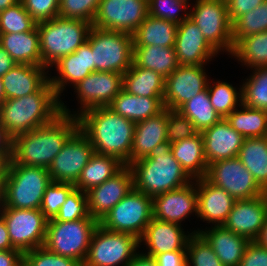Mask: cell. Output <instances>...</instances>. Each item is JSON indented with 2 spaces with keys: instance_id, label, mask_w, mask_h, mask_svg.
<instances>
[{
  "instance_id": "6da1fadb",
  "label": "cell",
  "mask_w": 267,
  "mask_h": 266,
  "mask_svg": "<svg viewBox=\"0 0 267 266\" xmlns=\"http://www.w3.org/2000/svg\"><path fill=\"white\" fill-rule=\"evenodd\" d=\"M63 102L61 113L50 123L13 138L12 161L48 168L67 140L79 129L78 119Z\"/></svg>"
},
{
  "instance_id": "7a4b0ae2",
  "label": "cell",
  "mask_w": 267,
  "mask_h": 266,
  "mask_svg": "<svg viewBox=\"0 0 267 266\" xmlns=\"http://www.w3.org/2000/svg\"><path fill=\"white\" fill-rule=\"evenodd\" d=\"M79 130L91 142L94 152L131 164L135 122L107 107H95L77 115Z\"/></svg>"
},
{
  "instance_id": "3957f363",
  "label": "cell",
  "mask_w": 267,
  "mask_h": 266,
  "mask_svg": "<svg viewBox=\"0 0 267 266\" xmlns=\"http://www.w3.org/2000/svg\"><path fill=\"white\" fill-rule=\"evenodd\" d=\"M61 102L48 80L37 92L5 100L0 105V124L15 138L54 120L61 113Z\"/></svg>"
},
{
  "instance_id": "277c9868",
  "label": "cell",
  "mask_w": 267,
  "mask_h": 266,
  "mask_svg": "<svg viewBox=\"0 0 267 266\" xmlns=\"http://www.w3.org/2000/svg\"><path fill=\"white\" fill-rule=\"evenodd\" d=\"M129 167L133 173L134 188L151 198L181 188L193 180L173 157L168 141L158 144L147 157L131 163Z\"/></svg>"
},
{
  "instance_id": "5b68a950",
  "label": "cell",
  "mask_w": 267,
  "mask_h": 266,
  "mask_svg": "<svg viewBox=\"0 0 267 266\" xmlns=\"http://www.w3.org/2000/svg\"><path fill=\"white\" fill-rule=\"evenodd\" d=\"M52 182L47 168L7 163L0 187V207L40 209L46 188Z\"/></svg>"
},
{
  "instance_id": "8992f818",
  "label": "cell",
  "mask_w": 267,
  "mask_h": 266,
  "mask_svg": "<svg viewBox=\"0 0 267 266\" xmlns=\"http://www.w3.org/2000/svg\"><path fill=\"white\" fill-rule=\"evenodd\" d=\"M91 27V23L59 16L38 22L41 66L48 69L75 52L87 41Z\"/></svg>"
},
{
  "instance_id": "52a82bcc",
  "label": "cell",
  "mask_w": 267,
  "mask_h": 266,
  "mask_svg": "<svg viewBox=\"0 0 267 266\" xmlns=\"http://www.w3.org/2000/svg\"><path fill=\"white\" fill-rule=\"evenodd\" d=\"M87 42L91 45L94 72L124 74L132 65L133 36L121 31L91 27Z\"/></svg>"
},
{
  "instance_id": "ba28073f",
  "label": "cell",
  "mask_w": 267,
  "mask_h": 266,
  "mask_svg": "<svg viewBox=\"0 0 267 266\" xmlns=\"http://www.w3.org/2000/svg\"><path fill=\"white\" fill-rule=\"evenodd\" d=\"M99 222L90 215L74 221H48L44 247L55 254L83 263Z\"/></svg>"
},
{
  "instance_id": "9c48e42d",
  "label": "cell",
  "mask_w": 267,
  "mask_h": 266,
  "mask_svg": "<svg viewBox=\"0 0 267 266\" xmlns=\"http://www.w3.org/2000/svg\"><path fill=\"white\" fill-rule=\"evenodd\" d=\"M139 239L128 233L112 232L98 225L82 266H127L138 254Z\"/></svg>"
},
{
  "instance_id": "30bf717a",
  "label": "cell",
  "mask_w": 267,
  "mask_h": 266,
  "mask_svg": "<svg viewBox=\"0 0 267 266\" xmlns=\"http://www.w3.org/2000/svg\"><path fill=\"white\" fill-rule=\"evenodd\" d=\"M153 218L152 198L133 188L99 222L104 229L142 237Z\"/></svg>"
},
{
  "instance_id": "8fae6325",
  "label": "cell",
  "mask_w": 267,
  "mask_h": 266,
  "mask_svg": "<svg viewBox=\"0 0 267 266\" xmlns=\"http://www.w3.org/2000/svg\"><path fill=\"white\" fill-rule=\"evenodd\" d=\"M189 18L199 27L204 38L219 53H232V23L228 16L226 0H198Z\"/></svg>"
},
{
  "instance_id": "7c38bea8",
  "label": "cell",
  "mask_w": 267,
  "mask_h": 266,
  "mask_svg": "<svg viewBox=\"0 0 267 266\" xmlns=\"http://www.w3.org/2000/svg\"><path fill=\"white\" fill-rule=\"evenodd\" d=\"M0 214L15 249L24 254L44 246L48 219L40 209L0 208Z\"/></svg>"
},
{
  "instance_id": "4fadbf2b",
  "label": "cell",
  "mask_w": 267,
  "mask_h": 266,
  "mask_svg": "<svg viewBox=\"0 0 267 266\" xmlns=\"http://www.w3.org/2000/svg\"><path fill=\"white\" fill-rule=\"evenodd\" d=\"M205 178L235 200H249L266 193L237 157L210 163Z\"/></svg>"
},
{
  "instance_id": "5bb4252c",
  "label": "cell",
  "mask_w": 267,
  "mask_h": 266,
  "mask_svg": "<svg viewBox=\"0 0 267 266\" xmlns=\"http://www.w3.org/2000/svg\"><path fill=\"white\" fill-rule=\"evenodd\" d=\"M148 16V0H101L92 26L133 34Z\"/></svg>"
},
{
  "instance_id": "9a60e30c",
  "label": "cell",
  "mask_w": 267,
  "mask_h": 266,
  "mask_svg": "<svg viewBox=\"0 0 267 266\" xmlns=\"http://www.w3.org/2000/svg\"><path fill=\"white\" fill-rule=\"evenodd\" d=\"M93 153L91 142L78 129L47 168L52 181L75 184Z\"/></svg>"
},
{
  "instance_id": "2e32d148",
  "label": "cell",
  "mask_w": 267,
  "mask_h": 266,
  "mask_svg": "<svg viewBox=\"0 0 267 266\" xmlns=\"http://www.w3.org/2000/svg\"><path fill=\"white\" fill-rule=\"evenodd\" d=\"M203 68V65H179L165 79V108L177 111L185 102L207 88L208 79Z\"/></svg>"
},
{
  "instance_id": "e0dca14e",
  "label": "cell",
  "mask_w": 267,
  "mask_h": 266,
  "mask_svg": "<svg viewBox=\"0 0 267 266\" xmlns=\"http://www.w3.org/2000/svg\"><path fill=\"white\" fill-rule=\"evenodd\" d=\"M81 114L95 107H107L123 89V74L118 72H92L75 87Z\"/></svg>"
},
{
  "instance_id": "ac0fdd59",
  "label": "cell",
  "mask_w": 267,
  "mask_h": 266,
  "mask_svg": "<svg viewBox=\"0 0 267 266\" xmlns=\"http://www.w3.org/2000/svg\"><path fill=\"white\" fill-rule=\"evenodd\" d=\"M133 188L132 170L124 166L112 178L86 192L89 215L100 222Z\"/></svg>"
},
{
  "instance_id": "d6986e66",
  "label": "cell",
  "mask_w": 267,
  "mask_h": 266,
  "mask_svg": "<svg viewBox=\"0 0 267 266\" xmlns=\"http://www.w3.org/2000/svg\"><path fill=\"white\" fill-rule=\"evenodd\" d=\"M267 216V192L249 200H236L223 226L254 241Z\"/></svg>"
},
{
  "instance_id": "ffe728a7",
  "label": "cell",
  "mask_w": 267,
  "mask_h": 266,
  "mask_svg": "<svg viewBox=\"0 0 267 266\" xmlns=\"http://www.w3.org/2000/svg\"><path fill=\"white\" fill-rule=\"evenodd\" d=\"M193 182L153 197V218L181 225L189 214H197V189Z\"/></svg>"
},
{
  "instance_id": "44dd1931",
  "label": "cell",
  "mask_w": 267,
  "mask_h": 266,
  "mask_svg": "<svg viewBox=\"0 0 267 266\" xmlns=\"http://www.w3.org/2000/svg\"><path fill=\"white\" fill-rule=\"evenodd\" d=\"M174 48L179 65H204L218 54L189 17L178 24Z\"/></svg>"
},
{
  "instance_id": "7402d4cb",
  "label": "cell",
  "mask_w": 267,
  "mask_h": 266,
  "mask_svg": "<svg viewBox=\"0 0 267 266\" xmlns=\"http://www.w3.org/2000/svg\"><path fill=\"white\" fill-rule=\"evenodd\" d=\"M183 230L179 224L152 218L139 239L149 248L144 255L154 258L164 252L186 251L189 238L197 231L186 235Z\"/></svg>"
},
{
  "instance_id": "603a6c76",
  "label": "cell",
  "mask_w": 267,
  "mask_h": 266,
  "mask_svg": "<svg viewBox=\"0 0 267 266\" xmlns=\"http://www.w3.org/2000/svg\"><path fill=\"white\" fill-rule=\"evenodd\" d=\"M201 134L208 165L218 160L237 157L245 139L230 126L226 118L220 119L212 127L203 130Z\"/></svg>"
},
{
  "instance_id": "cb8c5ba5",
  "label": "cell",
  "mask_w": 267,
  "mask_h": 266,
  "mask_svg": "<svg viewBox=\"0 0 267 266\" xmlns=\"http://www.w3.org/2000/svg\"><path fill=\"white\" fill-rule=\"evenodd\" d=\"M197 189V216L207 223L223 225L235 199L224 189L211 184L205 177L195 179Z\"/></svg>"
},
{
  "instance_id": "d4e9b609",
  "label": "cell",
  "mask_w": 267,
  "mask_h": 266,
  "mask_svg": "<svg viewBox=\"0 0 267 266\" xmlns=\"http://www.w3.org/2000/svg\"><path fill=\"white\" fill-rule=\"evenodd\" d=\"M58 75L49 78L56 95L60 98L61 93L68 83L71 82L75 87L81 80L85 79L90 73L94 72V62L91 45L86 41L75 52L63 56L54 64Z\"/></svg>"
},
{
  "instance_id": "484cf974",
  "label": "cell",
  "mask_w": 267,
  "mask_h": 266,
  "mask_svg": "<svg viewBox=\"0 0 267 266\" xmlns=\"http://www.w3.org/2000/svg\"><path fill=\"white\" fill-rule=\"evenodd\" d=\"M197 233L207 241L224 266H239L246 246L250 242L223 225H214L204 231L197 230Z\"/></svg>"
},
{
  "instance_id": "4316f807",
  "label": "cell",
  "mask_w": 267,
  "mask_h": 266,
  "mask_svg": "<svg viewBox=\"0 0 267 266\" xmlns=\"http://www.w3.org/2000/svg\"><path fill=\"white\" fill-rule=\"evenodd\" d=\"M47 68L30 64H16L3 75L5 97L20 98L37 92L48 80Z\"/></svg>"
},
{
  "instance_id": "83f0119b",
  "label": "cell",
  "mask_w": 267,
  "mask_h": 266,
  "mask_svg": "<svg viewBox=\"0 0 267 266\" xmlns=\"http://www.w3.org/2000/svg\"><path fill=\"white\" fill-rule=\"evenodd\" d=\"M167 108L146 120L136 122L131 163L147 157L160 143L167 141Z\"/></svg>"
},
{
  "instance_id": "f1b7e54d",
  "label": "cell",
  "mask_w": 267,
  "mask_h": 266,
  "mask_svg": "<svg viewBox=\"0 0 267 266\" xmlns=\"http://www.w3.org/2000/svg\"><path fill=\"white\" fill-rule=\"evenodd\" d=\"M0 45L16 64L41 66L40 37L37 25L31 31L0 34Z\"/></svg>"
},
{
  "instance_id": "f546056e",
  "label": "cell",
  "mask_w": 267,
  "mask_h": 266,
  "mask_svg": "<svg viewBox=\"0 0 267 266\" xmlns=\"http://www.w3.org/2000/svg\"><path fill=\"white\" fill-rule=\"evenodd\" d=\"M108 107L135 123L153 117L165 109L163 98L136 96L123 89Z\"/></svg>"
},
{
  "instance_id": "4dcf8cb0",
  "label": "cell",
  "mask_w": 267,
  "mask_h": 266,
  "mask_svg": "<svg viewBox=\"0 0 267 266\" xmlns=\"http://www.w3.org/2000/svg\"><path fill=\"white\" fill-rule=\"evenodd\" d=\"M171 153L193 180L206 176L208 163L204 155L201 132L171 144Z\"/></svg>"
},
{
  "instance_id": "1f68e13d",
  "label": "cell",
  "mask_w": 267,
  "mask_h": 266,
  "mask_svg": "<svg viewBox=\"0 0 267 266\" xmlns=\"http://www.w3.org/2000/svg\"><path fill=\"white\" fill-rule=\"evenodd\" d=\"M178 24L148 15L132 34L133 46L174 48Z\"/></svg>"
},
{
  "instance_id": "d6a6232c",
  "label": "cell",
  "mask_w": 267,
  "mask_h": 266,
  "mask_svg": "<svg viewBox=\"0 0 267 266\" xmlns=\"http://www.w3.org/2000/svg\"><path fill=\"white\" fill-rule=\"evenodd\" d=\"M132 63L167 78L178 66L175 48L159 45L133 46Z\"/></svg>"
},
{
  "instance_id": "836d02e7",
  "label": "cell",
  "mask_w": 267,
  "mask_h": 266,
  "mask_svg": "<svg viewBox=\"0 0 267 266\" xmlns=\"http://www.w3.org/2000/svg\"><path fill=\"white\" fill-rule=\"evenodd\" d=\"M123 90L136 96L163 98L165 78L153 70L137 67L132 63L123 74Z\"/></svg>"
},
{
  "instance_id": "e575fe53",
  "label": "cell",
  "mask_w": 267,
  "mask_h": 266,
  "mask_svg": "<svg viewBox=\"0 0 267 266\" xmlns=\"http://www.w3.org/2000/svg\"><path fill=\"white\" fill-rule=\"evenodd\" d=\"M124 166L125 165L116 157L94 152L84 169L81 171L74 186L86 193L91 188L112 178Z\"/></svg>"
},
{
  "instance_id": "d590c367",
  "label": "cell",
  "mask_w": 267,
  "mask_h": 266,
  "mask_svg": "<svg viewBox=\"0 0 267 266\" xmlns=\"http://www.w3.org/2000/svg\"><path fill=\"white\" fill-rule=\"evenodd\" d=\"M237 158L267 192V136L245 138Z\"/></svg>"
},
{
  "instance_id": "8d00e7d4",
  "label": "cell",
  "mask_w": 267,
  "mask_h": 266,
  "mask_svg": "<svg viewBox=\"0 0 267 266\" xmlns=\"http://www.w3.org/2000/svg\"><path fill=\"white\" fill-rule=\"evenodd\" d=\"M241 110L234 109L226 120L230 126L239 132L244 138H256L267 136V111L253 109L239 105Z\"/></svg>"
},
{
  "instance_id": "74e56055",
  "label": "cell",
  "mask_w": 267,
  "mask_h": 266,
  "mask_svg": "<svg viewBox=\"0 0 267 266\" xmlns=\"http://www.w3.org/2000/svg\"><path fill=\"white\" fill-rule=\"evenodd\" d=\"M177 111L189 118L198 132L212 127L222 119L210 103L207 88L185 102Z\"/></svg>"
},
{
  "instance_id": "f35d334b",
  "label": "cell",
  "mask_w": 267,
  "mask_h": 266,
  "mask_svg": "<svg viewBox=\"0 0 267 266\" xmlns=\"http://www.w3.org/2000/svg\"><path fill=\"white\" fill-rule=\"evenodd\" d=\"M231 55L251 69L267 66V31L241 39Z\"/></svg>"
},
{
  "instance_id": "ab89813d",
  "label": "cell",
  "mask_w": 267,
  "mask_h": 266,
  "mask_svg": "<svg viewBox=\"0 0 267 266\" xmlns=\"http://www.w3.org/2000/svg\"><path fill=\"white\" fill-rule=\"evenodd\" d=\"M264 31H267V0L232 23L233 45L247 36Z\"/></svg>"
},
{
  "instance_id": "60d3db41",
  "label": "cell",
  "mask_w": 267,
  "mask_h": 266,
  "mask_svg": "<svg viewBox=\"0 0 267 266\" xmlns=\"http://www.w3.org/2000/svg\"><path fill=\"white\" fill-rule=\"evenodd\" d=\"M255 70V71H254ZM242 88V103L253 109L267 111V66L253 69Z\"/></svg>"
},
{
  "instance_id": "b9f144b4",
  "label": "cell",
  "mask_w": 267,
  "mask_h": 266,
  "mask_svg": "<svg viewBox=\"0 0 267 266\" xmlns=\"http://www.w3.org/2000/svg\"><path fill=\"white\" fill-rule=\"evenodd\" d=\"M210 103L221 118H226L236 106L242 103V88H236L226 82L217 81L215 85L207 84Z\"/></svg>"
},
{
  "instance_id": "7bdbcfd3",
  "label": "cell",
  "mask_w": 267,
  "mask_h": 266,
  "mask_svg": "<svg viewBox=\"0 0 267 266\" xmlns=\"http://www.w3.org/2000/svg\"><path fill=\"white\" fill-rule=\"evenodd\" d=\"M36 25L21 1L0 12V34L31 31Z\"/></svg>"
},
{
  "instance_id": "ee69618b",
  "label": "cell",
  "mask_w": 267,
  "mask_h": 266,
  "mask_svg": "<svg viewBox=\"0 0 267 266\" xmlns=\"http://www.w3.org/2000/svg\"><path fill=\"white\" fill-rule=\"evenodd\" d=\"M187 266H224L207 241L193 233L186 249Z\"/></svg>"
},
{
  "instance_id": "f6af8a7d",
  "label": "cell",
  "mask_w": 267,
  "mask_h": 266,
  "mask_svg": "<svg viewBox=\"0 0 267 266\" xmlns=\"http://www.w3.org/2000/svg\"><path fill=\"white\" fill-rule=\"evenodd\" d=\"M75 188L72 183L51 182L43 195L40 210L50 220L56 217L69 193Z\"/></svg>"
},
{
  "instance_id": "bcb514c9",
  "label": "cell",
  "mask_w": 267,
  "mask_h": 266,
  "mask_svg": "<svg viewBox=\"0 0 267 266\" xmlns=\"http://www.w3.org/2000/svg\"><path fill=\"white\" fill-rule=\"evenodd\" d=\"M101 0H60L58 16L93 23Z\"/></svg>"
},
{
  "instance_id": "7dc6e473",
  "label": "cell",
  "mask_w": 267,
  "mask_h": 266,
  "mask_svg": "<svg viewBox=\"0 0 267 266\" xmlns=\"http://www.w3.org/2000/svg\"><path fill=\"white\" fill-rule=\"evenodd\" d=\"M88 216L87 195L80 189L74 188L60 207L56 217L48 221H74Z\"/></svg>"
},
{
  "instance_id": "c3c4849f",
  "label": "cell",
  "mask_w": 267,
  "mask_h": 266,
  "mask_svg": "<svg viewBox=\"0 0 267 266\" xmlns=\"http://www.w3.org/2000/svg\"><path fill=\"white\" fill-rule=\"evenodd\" d=\"M187 5L182 0H148V15L180 24L189 17V12L185 11ZM182 8L185 15L179 16Z\"/></svg>"
},
{
  "instance_id": "681fc988",
  "label": "cell",
  "mask_w": 267,
  "mask_h": 266,
  "mask_svg": "<svg viewBox=\"0 0 267 266\" xmlns=\"http://www.w3.org/2000/svg\"><path fill=\"white\" fill-rule=\"evenodd\" d=\"M167 141L170 144L191 138L198 133L189 118L178 111L167 109Z\"/></svg>"
},
{
  "instance_id": "f907efd6",
  "label": "cell",
  "mask_w": 267,
  "mask_h": 266,
  "mask_svg": "<svg viewBox=\"0 0 267 266\" xmlns=\"http://www.w3.org/2000/svg\"><path fill=\"white\" fill-rule=\"evenodd\" d=\"M31 266H82L78 261L48 251L44 246L23 254Z\"/></svg>"
},
{
  "instance_id": "816d5d0a",
  "label": "cell",
  "mask_w": 267,
  "mask_h": 266,
  "mask_svg": "<svg viewBox=\"0 0 267 266\" xmlns=\"http://www.w3.org/2000/svg\"><path fill=\"white\" fill-rule=\"evenodd\" d=\"M30 16L38 23L58 16L59 0H20Z\"/></svg>"
},
{
  "instance_id": "f5cc1de1",
  "label": "cell",
  "mask_w": 267,
  "mask_h": 266,
  "mask_svg": "<svg viewBox=\"0 0 267 266\" xmlns=\"http://www.w3.org/2000/svg\"><path fill=\"white\" fill-rule=\"evenodd\" d=\"M239 266H267V248L261 247L255 241H250Z\"/></svg>"
},
{
  "instance_id": "db71d44e",
  "label": "cell",
  "mask_w": 267,
  "mask_h": 266,
  "mask_svg": "<svg viewBox=\"0 0 267 266\" xmlns=\"http://www.w3.org/2000/svg\"><path fill=\"white\" fill-rule=\"evenodd\" d=\"M265 0H226L228 16L233 23L238 17L252 11Z\"/></svg>"
},
{
  "instance_id": "11a10c76",
  "label": "cell",
  "mask_w": 267,
  "mask_h": 266,
  "mask_svg": "<svg viewBox=\"0 0 267 266\" xmlns=\"http://www.w3.org/2000/svg\"><path fill=\"white\" fill-rule=\"evenodd\" d=\"M154 259L158 266H187L186 251L164 252Z\"/></svg>"
},
{
  "instance_id": "9f6ffc18",
  "label": "cell",
  "mask_w": 267,
  "mask_h": 266,
  "mask_svg": "<svg viewBox=\"0 0 267 266\" xmlns=\"http://www.w3.org/2000/svg\"><path fill=\"white\" fill-rule=\"evenodd\" d=\"M13 138L0 124V157L7 163L12 160Z\"/></svg>"
},
{
  "instance_id": "6f0895ef",
  "label": "cell",
  "mask_w": 267,
  "mask_h": 266,
  "mask_svg": "<svg viewBox=\"0 0 267 266\" xmlns=\"http://www.w3.org/2000/svg\"><path fill=\"white\" fill-rule=\"evenodd\" d=\"M22 256L17 249L0 250V266H14Z\"/></svg>"
},
{
  "instance_id": "680465c9",
  "label": "cell",
  "mask_w": 267,
  "mask_h": 266,
  "mask_svg": "<svg viewBox=\"0 0 267 266\" xmlns=\"http://www.w3.org/2000/svg\"><path fill=\"white\" fill-rule=\"evenodd\" d=\"M15 65H16V62L0 45V77L5 75Z\"/></svg>"
},
{
  "instance_id": "91938a15",
  "label": "cell",
  "mask_w": 267,
  "mask_h": 266,
  "mask_svg": "<svg viewBox=\"0 0 267 266\" xmlns=\"http://www.w3.org/2000/svg\"><path fill=\"white\" fill-rule=\"evenodd\" d=\"M15 249L9 238L8 230L2 215L0 214V250Z\"/></svg>"
},
{
  "instance_id": "94428289",
  "label": "cell",
  "mask_w": 267,
  "mask_h": 266,
  "mask_svg": "<svg viewBox=\"0 0 267 266\" xmlns=\"http://www.w3.org/2000/svg\"><path fill=\"white\" fill-rule=\"evenodd\" d=\"M127 266H158L155 259L139 253L131 260Z\"/></svg>"
},
{
  "instance_id": "6125c7cd",
  "label": "cell",
  "mask_w": 267,
  "mask_h": 266,
  "mask_svg": "<svg viewBox=\"0 0 267 266\" xmlns=\"http://www.w3.org/2000/svg\"><path fill=\"white\" fill-rule=\"evenodd\" d=\"M254 241L261 247L267 248V216L264 221V225L260 229V232Z\"/></svg>"
},
{
  "instance_id": "be15d7a7",
  "label": "cell",
  "mask_w": 267,
  "mask_h": 266,
  "mask_svg": "<svg viewBox=\"0 0 267 266\" xmlns=\"http://www.w3.org/2000/svg\"><path fill=\"white\" fill-rule=\"evenodd\" d=\"M20 0H0V12L18 3Z\"/></svg>"
},
{
  "instance_id": "e7e4bbea",
  "label": "cell",
  "mask_w": 267,
  "mask_h": 266,
  "mask_svg": "<svg viewBox=\"0 0 267 266\" xmlns=\"http://www.w3.org/2000/svg\"><path fill=\"white\" fill-rule=\"evenodd\" d=\"M6 166L7 162L2 157H0V187L5 175Z\"/></svg>"
},
{
  "instance_id": "03108f58",
  "label": "cell",
  "mask_w": 267,
  "mask_h": 266,
  "mask_svg": "<svg viewBox=\"0 0 267 266\" xmlns=\"http://www.w3.org/2000/svg\"><path fill=\"white\" fill-rule=\"evenodd\" d=\"M6 100L2 78L0 77V105Z\"/></svg>"
},
{
  "instance_id": "003e7915",
  "label": "cell",
  "mask_w": 267,
  "mask_h": 266,
  "mask_svg": "<svg viewBox=\"0 0 267 266\" xmlns=\"http://www.w3.org/2000/svg\"><path fill=\"white\" fill-rule=\"evenodd\" d=\"M14 266H31L27 259L22 256Z\"/></svg>"
},
{
  "instance_id": "a7ac6f4b",
  "label": "cell",
  "mask_w": 267,
  "mask_h": 266,
  "mask_svg": "<svg viewBox=\"0 0 267 266\" xmlns=\"http://www.w3.org/2000/svg\"><path fill=\"white\" fill-rule=\"evenodd\" d=\"M182 1H185L187 4L189 3L188 0H182ZM197 1H198V0H196V2H197Z\"/></svg>"
}]
</instances>
